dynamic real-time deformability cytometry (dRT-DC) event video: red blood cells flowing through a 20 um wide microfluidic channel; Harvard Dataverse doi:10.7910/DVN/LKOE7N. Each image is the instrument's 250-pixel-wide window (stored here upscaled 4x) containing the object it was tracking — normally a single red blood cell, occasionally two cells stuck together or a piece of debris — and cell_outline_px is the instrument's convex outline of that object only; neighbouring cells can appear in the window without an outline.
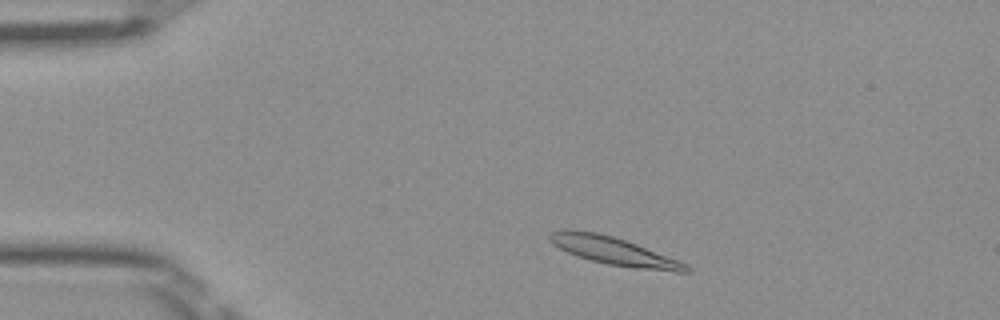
{"species": "Egyptian fruit bat (a non-hibernating species)", "species_latin": "Rousettus aegyptiacus", "temperature_condition": "room temperature", "stored_images_in_passage": 46, "camera_frame_rate_fps": 3000, "um_per_image_px": 0.085, "frame": {"image": 1, "passage_image": 5, "time_ms": 1.333, "image_size_px": [1000, 320], "cell_outline_px": [[692, 272], [676, 272], [636, 268], [608, 264], [576, 256], [552, 244], [548, 240], [548, 232], [560, 228], [572, 228], [596, 232], [612, 236], [636, 244], [688, 264], [692, 268]], "centroid_in_image_um": [52.12, 21.31], "position_along_channel_um": 32.9, "area_um2": 22.37}}
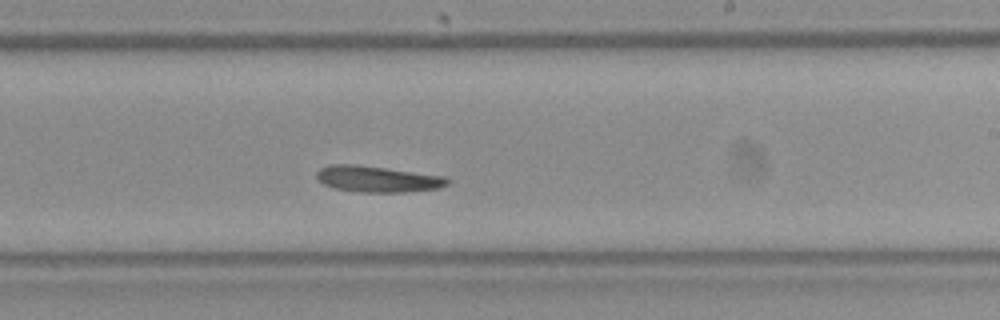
{"frame": {"image": 2, "passage_image": 26, "time_ms": 8.333, "image_size_px": [1000, 320], "cell_outline_px": [[448, 184], [440, 188], [404, 192], [360, 192], [332, 188], [324, 184], [316, 176], [316, 172], [320, 168], [328, 164], [356, 164], [444, 176], [448, 180]], "centroid_in_image_um": [32.04, 15.21], "position_along_channel_um": 257.0, "area_um2": 19.88}}
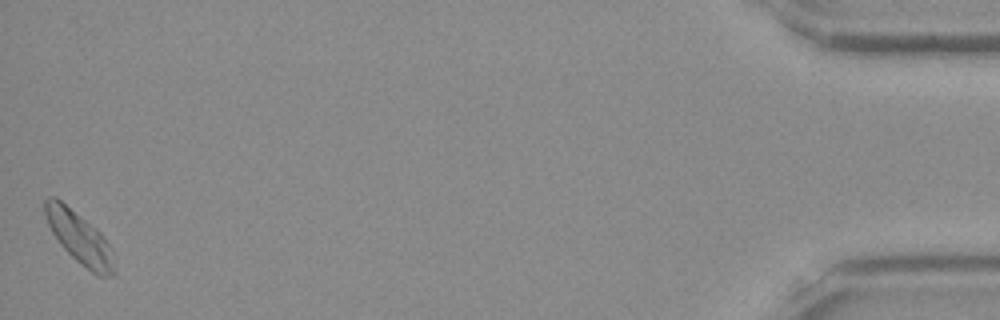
{"frame": {"image": 3, "passage_image": 46, "time_ms": 15.0, "image_size_px": [1000, 320], "cell_outline_px": [[116, 272], [112, 276], [96, 276], [76, 260], [60, 244], [52, 232], [48, 224], [44, 212], [44, 200], [48, 196], [56, 196], [96, 228], [104, 236], [112, 248]], "centroid_in_image_um": [6.77, 20.21], "position_along_channel_um": 428.4, "area_um2": 21.1}, "authors_computed_cell_mechanics": {"area_um2": 20.1433, "velocity_mm_per_s": 3.9405, "shape_relaxation_time_tau1_ms": 7.9188, "shape_relaxation_time_tau2_ms": 6.8405, "deformation_change_tau1": 0.1949, "deformation_change_tau2": 0.131}}